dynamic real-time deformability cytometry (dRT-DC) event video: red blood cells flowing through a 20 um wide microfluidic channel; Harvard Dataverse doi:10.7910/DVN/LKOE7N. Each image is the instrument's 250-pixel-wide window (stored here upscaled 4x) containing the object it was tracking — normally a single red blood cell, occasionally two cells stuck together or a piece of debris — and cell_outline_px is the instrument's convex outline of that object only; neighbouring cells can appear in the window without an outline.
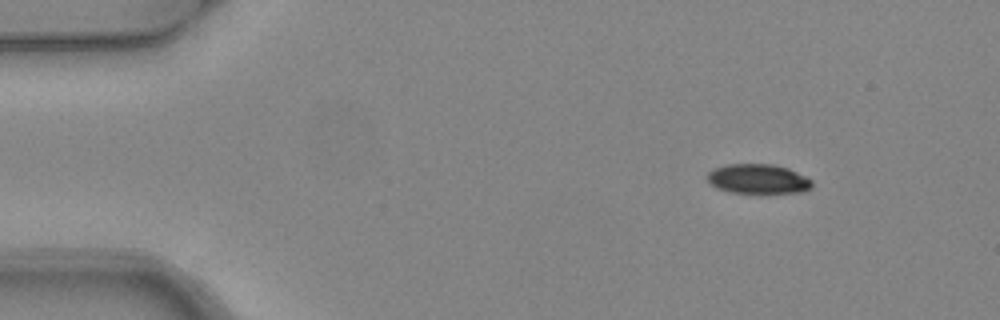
{"species": "common noctule bat (a hibernating species)", "species_latin": "Nyctalus noctula", "temperature_condition": "warm", "stored_images_in_passage": 3, "camera_frame_rate_fps": 3000, "um_per_image_px": 0.085, "animal": {"sex": "female", "body_mass_g": 24.6, "forearm_length_mm": 56.2}, "frame": {"image": 1, "passage_image": 1, "time_ms": 0.0, "image_size_px": [1000, 320], "cell_outline_px": [[812, 188], [804, 192], [760, 196], [732, 192], [716, 188], [708, 180], [708, 172], [716, 168], [728, 164], [772, 164], [788, 168], [812, 180]], "centroid_in_image_um": [64.49, 15.27], "position_along_channel_um": 20.5, "area_um2": 18.79}}
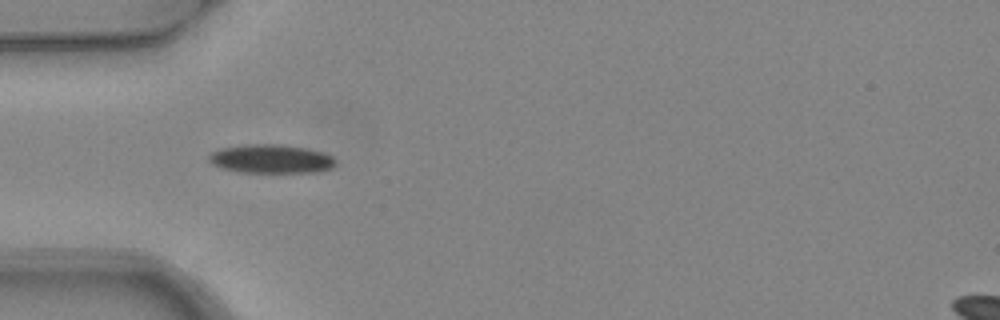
{"frame": {"image": 2, "passage_image": 3, "time_ms": 0.667, "image_size_px": [1000, 320], "cell_outline_px": [[336, 164], [332, 168], [316, 172], [236, 172], [220, 168], [212, 164], [208, 160], [208, 156], [212, 152], [220, 148], [244, 144], [280, 144], [304, 148], [324, 152], [332, 156], [336, 160]], "centroid_in_image_um": [23.02, 13.5], "position_along_channel_um": 62.0, "area_um2": 21.44}}